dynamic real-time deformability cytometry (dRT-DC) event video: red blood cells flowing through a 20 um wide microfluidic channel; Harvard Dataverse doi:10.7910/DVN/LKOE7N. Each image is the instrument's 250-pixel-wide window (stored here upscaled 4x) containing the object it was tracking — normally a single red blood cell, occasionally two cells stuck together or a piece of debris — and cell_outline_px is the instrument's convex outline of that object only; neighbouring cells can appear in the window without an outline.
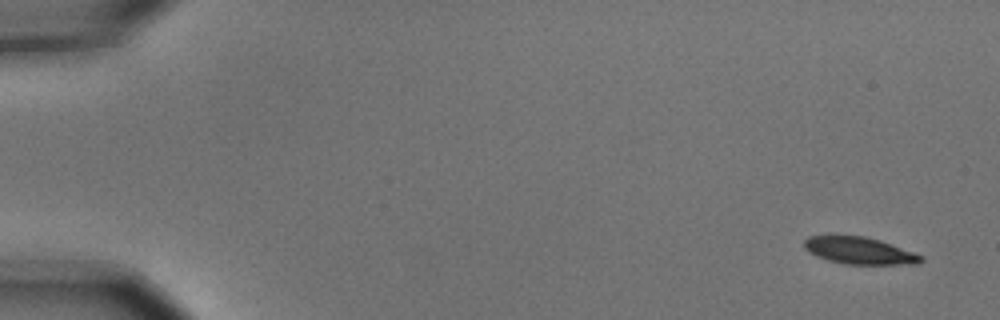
{"species": "common noctule bat (a hibernating species)", "species_latin": "Nyctalus noctula", "temperature_condition": "cold", "stored_images_in_passage": 5, "camera_frame_rate_fps": 3000, "um_per_image_px": 0.085, "animal": {"sex": "male", "body_mass_g": 15.6}, "frame": {"image": 1, "passage_image": 1, "time_ms": 0.0, "image_size_px": [1000, 320], "cell_outline_px": [[924, 260], [920, 264], [844, 264], [828, 260], [816, 256], [808, 252], [804, 248], [804, 240], [808, 236], [864, 236], [880, 240], [924, 256]], "centroid_in_image_um": [73.06, 21.31], "position_along_channel_um": 11.9, "area_um2": 18.38}}
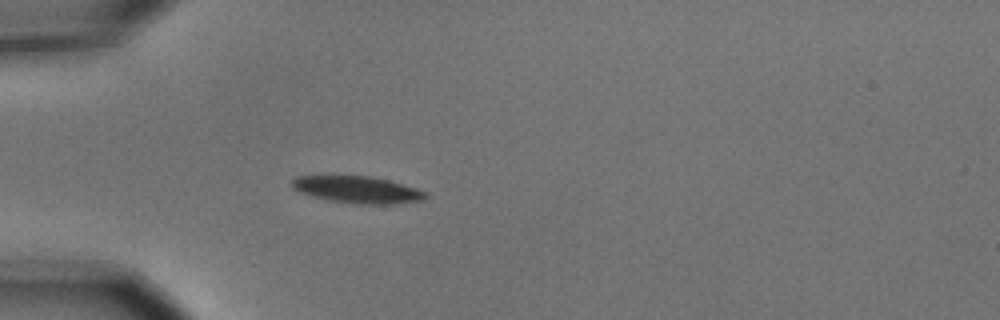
{"frame": {"image": 2, "passage_image": 5, "time_ms": 1.333, "image_size_px": [1000, 320], "cell_outline_px": [[428, 196], [424, 200], [392, 204], [356, 204], [328, 200], [312, 196], [300, 192], [292, 188], [292, 180], [296, 176], [368, 176], [388, 180], [416, 188], [424, 192]], "centroid_in_image_um": [30.37, 16.13], "position_along_channel_um": 54.6, "area_um2": 20.81}}